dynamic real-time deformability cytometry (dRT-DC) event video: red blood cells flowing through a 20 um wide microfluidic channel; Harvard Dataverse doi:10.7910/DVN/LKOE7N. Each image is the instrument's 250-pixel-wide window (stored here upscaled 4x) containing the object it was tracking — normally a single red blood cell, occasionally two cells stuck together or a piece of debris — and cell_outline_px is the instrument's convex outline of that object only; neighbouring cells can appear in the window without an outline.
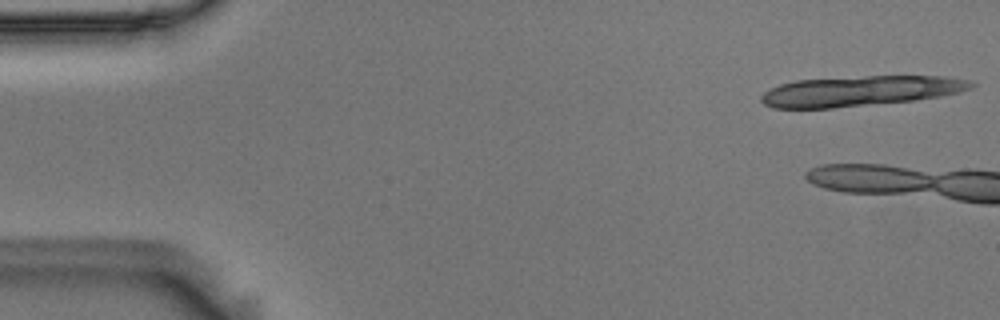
{"species": "Egyptian fruit bat (a non-hibernating species)", "species_latin": "Rousettus aegyptiacus", "temperature_condition": "room temperature", "stored_images_in_passage": 7, "camera_frame_rate_fps": 3000, "um_per_image_px": 0.085, "animal": {"sex": "male"}, "frame": {"image": 1, "passage_image": 1, "time_ms": 0.0, "image_size_px": [1000, 320], "cell_outline_px": [[976, 84], [972, 88], [940, 96], [912, 100], [832, 108], [772, 108], [764, 104], [760, 100], [760, 96], [764, 92], [780, 84], [796, 80], [864, 76], [944, 76], [968, 80]], "centroid_in_image_um": [73.08, 7.73], "position_along_channel_um": 11.9, "area_um2": 36.7}}